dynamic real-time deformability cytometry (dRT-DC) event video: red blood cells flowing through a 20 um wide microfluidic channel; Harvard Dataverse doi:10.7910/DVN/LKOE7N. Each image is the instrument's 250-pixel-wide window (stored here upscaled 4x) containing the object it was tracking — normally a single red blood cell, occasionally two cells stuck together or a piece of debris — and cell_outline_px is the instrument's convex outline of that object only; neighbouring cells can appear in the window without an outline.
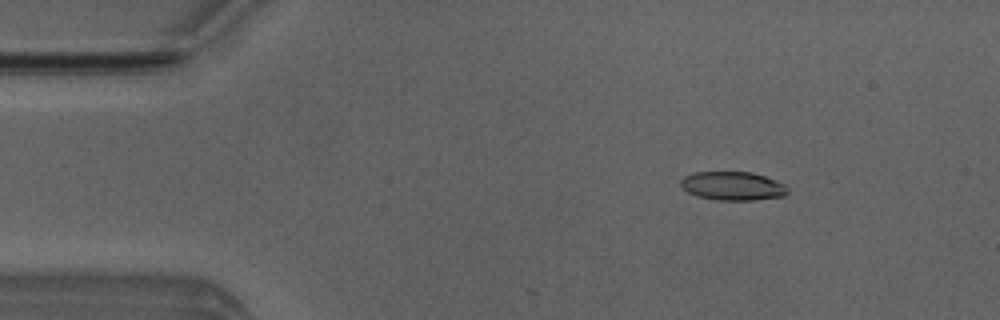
{"species": "Egyptian fruit bat (a non-hibernating species)", "species_latin": "Rousettus aegyptiacus", "temperature_condition": "room temperature", "stored_images_in_passage": 9, "camera_frame_rate_fps": 3000, "um_per_image_px": 0.085, "animal": {"sex": "male"}, "frame": {"image": 1, "passage_image": 7, "time_ms": 2.0, "image_size_px": [1000, 320], "cell_outline_px": [[788, 192], [784, 196], [752, 200], [716, 200], [696, 196], [680, 188], [680, 180], [684, 176], [692, 172], [752, 172], [776, 180], [784, 184], [788, 188]], "centroid_in_image_um": [62.24, 15.8], "position_along_channel_um": 22.8, "area_um2": 18.03}}